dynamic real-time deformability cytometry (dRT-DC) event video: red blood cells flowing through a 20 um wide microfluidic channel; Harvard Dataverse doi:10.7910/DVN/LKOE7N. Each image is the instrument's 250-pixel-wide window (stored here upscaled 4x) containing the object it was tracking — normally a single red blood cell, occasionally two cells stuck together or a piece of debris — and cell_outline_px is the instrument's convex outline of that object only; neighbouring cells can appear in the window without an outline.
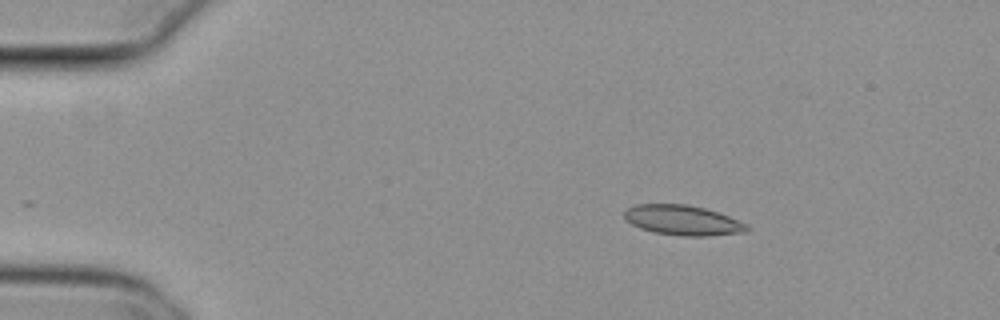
{"species": "common noctule bat (a hibernating species)", "species_latin": "Nyctalus noctula", "temperature_condition": "cold", "stored_images_in_passage": 37, "camera_frame_rate_fps": 3000, "um_per_image_px": 0.085, "animal": {"sex": "female", "body_mass_g": 29.2, "forearm_length_mm": 56.3}, "frame": {"image": 1, "passage_image": 1, "time_ms": 0.0, "image_size_px": [1000, 320], "cell_outline_px": [[752, 228], [748, 232], [708, 236], [680, 236], [652, 232], [640, 228], [624, 220], [624, 212], [628, 208], [636, 204], [688, 204], [704, 208], [728, 216], [748, 224]], "centroid_in_image_um": [58.05, 18.73], "position_along_channel_um": 26.9, "area_um2": 21.68}}
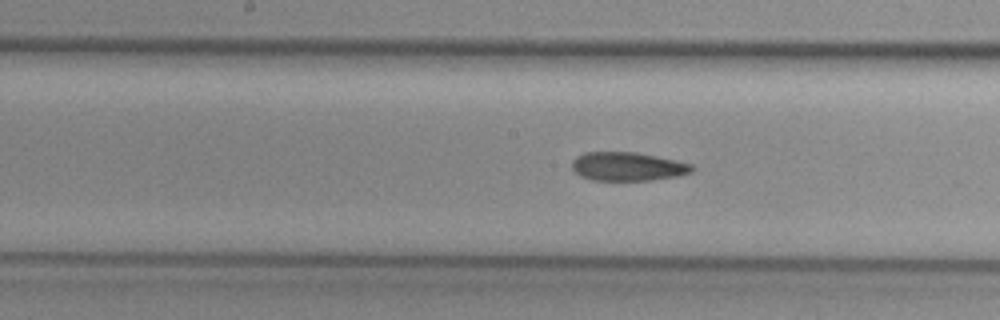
{"frame": {"image": 2, "passage_image": 20, "time_ms": 6.333, "image_size_px": [1000, 320], "cell_outline_px": [[696, 168], [692, 172], [676, 176], [652, 180], [592, 180], [580, 176], [572, 168], [572, 160], [576, 156], [584, 152], [636, 152], [676, 160], [692, 164]], "centroid_in_image_um": [53.35, 14.15], "position_along_channel_um": 194.8, "area_um2": 20.11}}
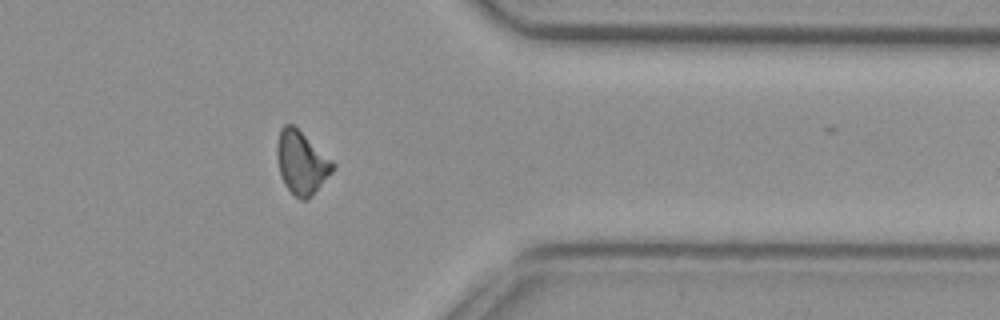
{"frame": {"image": 3, "passage_image": 36, "time_ms": 11.667, "image_size_px": [1000, 320], "cell_outline_px": [[336, 168], [312, 196], [308, 200], [300, 200], [284, 184], [280, 176], [276, 156], [276, 144], [280, 128], [284, 124], [292, 124], [332, 160], [336, 164]], "centroid_in_image_um": [25.62, 13.83], "position_along_channel_um": 385.8, "area_um2": 20.58}}